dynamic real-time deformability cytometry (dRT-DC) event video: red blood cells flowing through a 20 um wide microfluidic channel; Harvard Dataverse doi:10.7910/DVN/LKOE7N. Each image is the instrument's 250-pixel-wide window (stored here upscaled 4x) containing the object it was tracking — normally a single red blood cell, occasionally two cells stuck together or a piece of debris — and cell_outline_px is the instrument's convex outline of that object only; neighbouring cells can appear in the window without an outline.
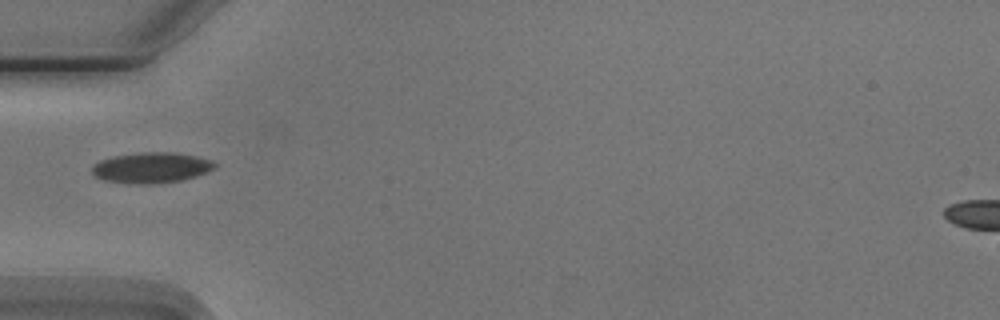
{"species": "Egyptian fruit bat (a non-hibernating species)", "species_latin": "Rousettus aegyptiacus", "temperature_condition": "cold", "stored_images_in_passage": 4, "camera_frame_rate_fps": 3000, "um_per_image_px": 0.085, "animal": {"sex": "male"}, "frame": {"image": 1, "passage_image": 1, "time_ms": 0.0, "image_size_px": [1000, 320], "cell_outline_px": [[216, 168], [196, 176], [180, 180], [152, 184], [136, 184], [104, 180], [96, 176], [92, 172], [92, 164], [100, 160], [112, 156], [144, 152], [176, 152], [196, 156], [212, 160], [216, 164]], "centroid_in_image_um": [12.86, 14.24], "position_along_channel_um": 72.1, "area_um2": 21.91}}
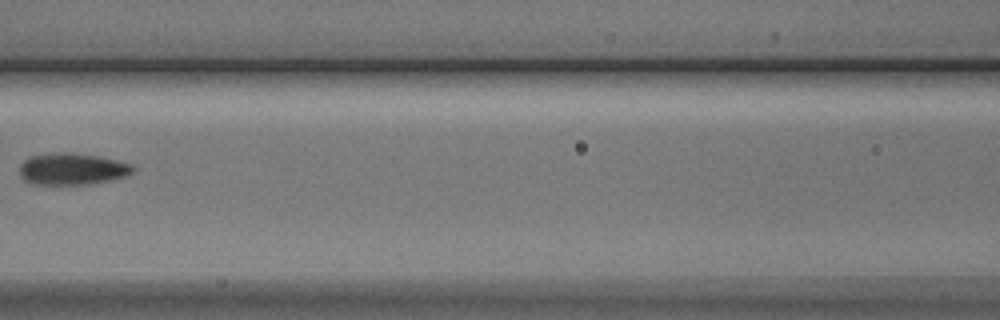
{"frame": {"image": 2, "passage_image": 3, "time_ms": 2.333, "image_size_px": [1000, 320], "cell_outline_px": [[136, 168], [132, 172], [124, 176], [108, 180], [88, 184], [32, 184], [24, 180], [20, 176], [20, 164], [28, 156], [56, 152], [72, 152], [100, 156], [132, 164]], "centroid_in_image_um": [6.1, 14.34], "position_along_channel_um": 160.5, "area_um2": 21.04}}
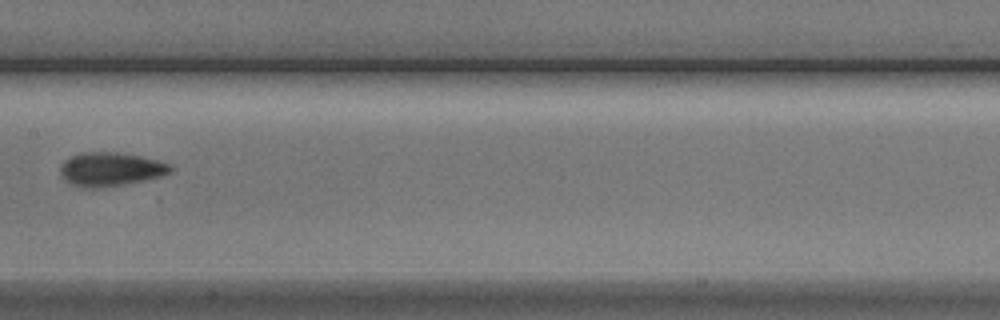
{"frame": {"image": 3, "passage_image": 4, "time_ms": 3.333, "image_size_px": [1000, 320], "cell_outline_px": [[172, 168], [168, 172], [160, 176], [124, 184], [100, 188], [84, 188], [72, 184], [64, 180], [60, 176], [60, 164], [64, 160], [80, 152], [116, 152], [140, 156], [172, 164]], "centroid_in_image_um": [9.33, 14.38], "position_along_channel_um": 198.1, "area_um2": 21.62}}